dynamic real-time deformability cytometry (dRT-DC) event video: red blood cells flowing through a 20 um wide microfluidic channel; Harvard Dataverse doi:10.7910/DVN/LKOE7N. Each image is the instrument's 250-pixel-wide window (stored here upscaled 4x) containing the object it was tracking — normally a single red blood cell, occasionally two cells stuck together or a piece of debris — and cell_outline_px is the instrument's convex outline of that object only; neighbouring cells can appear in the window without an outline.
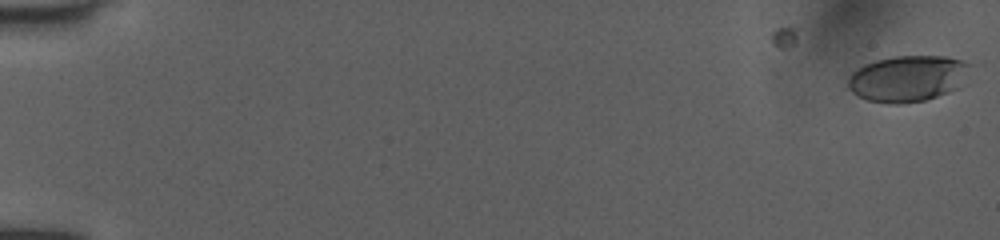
{"species": "human", "species_latin": "Homo sapiens", "temperature_condition": "room temperature", "stored_images_in_passage": 4, "camera_frame_rate_fps": 3000, "um_per_image_px": 0.085, "donor": {"sex": "female"}, "frame": {"image": 1, "passage_image": 4, "time_ms": 1.0, "image_size_px": [1000, 240], "cell_outline_px": [[972, 64], [956, 88], [948, 92], [924, 100], [900, 104], [888, 104], [868, 100], [852, 92], [848, 88], [848, 76], [852, 72], [864, 64], [876, 60], [892, 56], [944, 56], [964, 60]], "centroid_in_image_um": [77.11, 6.66], "position_along_channel_um": 7.9, "area_um2": 32.66}}